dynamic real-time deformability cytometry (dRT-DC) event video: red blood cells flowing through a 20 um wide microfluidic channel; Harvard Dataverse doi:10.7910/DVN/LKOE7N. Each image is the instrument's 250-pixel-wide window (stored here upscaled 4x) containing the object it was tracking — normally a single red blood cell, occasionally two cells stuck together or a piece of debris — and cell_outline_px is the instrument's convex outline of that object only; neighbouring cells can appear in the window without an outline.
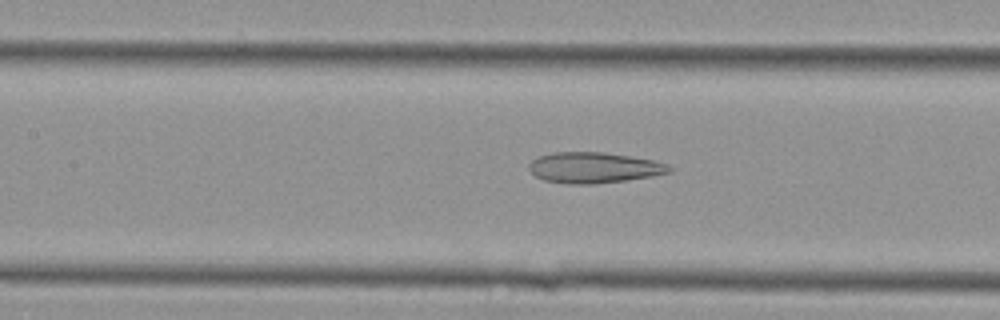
{"species": "Egyptian fruit bat (a non-hibernating species)", "species_latin": "Rousettus aegyptiacus", "temperature_condition": "cold", "stored_images_in_passage": 30, "camera_frame_rate_fps": 3000, "um_per_image_px": 0.085, "animal": {"sex": "female"}, "frame": {"image": 1, "passage_image": 19, "time_ms": 6.0, "image_size_px": [1000, 320], "cell_outline_px": [[672, 172], [652, 176], [628, 180], [596, 184], [564, 184], [544, 180], [536, 176], [528, 168], [528, 164], [532, 160], [540, 156], [556, 152], [604, 152], [652, 160], [668, 164], [672, 168]], "centroid_in_image_um": [50.49, 14.26], "position_along_channel_um": 156.9, "area_um2": 25.2}}
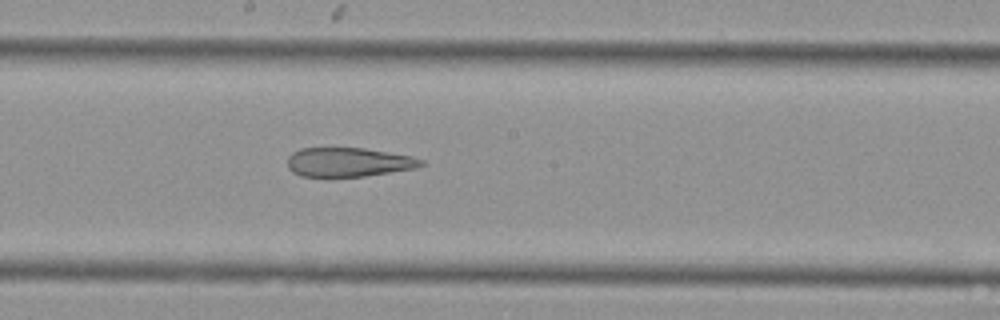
{"frame": {"image": 2, "passage_image": 23, "time_ms": 7.333, "image_size_px": [1000, 320], "cell_outline_px": [[424, 164], [416, 168], [364, 176], [300, 176], [292, 172], [288, 168], [288, 156], [292, 152], [300, 148], [364, 148], [412, 156], [424, 160]], "centroid_in_image_um": [29.61, 13.77], "position_along_channel_um": 218.6, "area_um2": 22.6}}
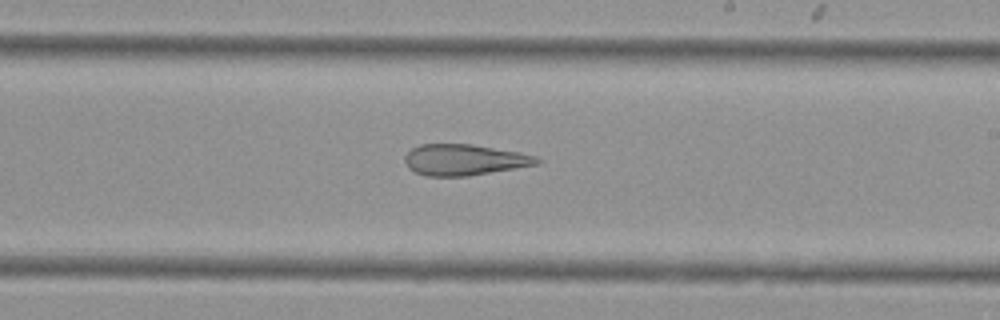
{"frame": {"image": 3, "passage_image": 25, "time_ms": 8.0, "image_size_px": [1000, 320], "cell_outline_px": [[540, 164], [468, 176], [428, 176], [416, 172], [408, 168], [404, 160], [404, 156], [412, 148], [420, 144], [472, 144], [520, 152], [536, 156], [540, 160]], "centroid_in_image_um": [39.47, 13.58], "position_along_channel_um": 249.5, "area_um2": 23.93}}